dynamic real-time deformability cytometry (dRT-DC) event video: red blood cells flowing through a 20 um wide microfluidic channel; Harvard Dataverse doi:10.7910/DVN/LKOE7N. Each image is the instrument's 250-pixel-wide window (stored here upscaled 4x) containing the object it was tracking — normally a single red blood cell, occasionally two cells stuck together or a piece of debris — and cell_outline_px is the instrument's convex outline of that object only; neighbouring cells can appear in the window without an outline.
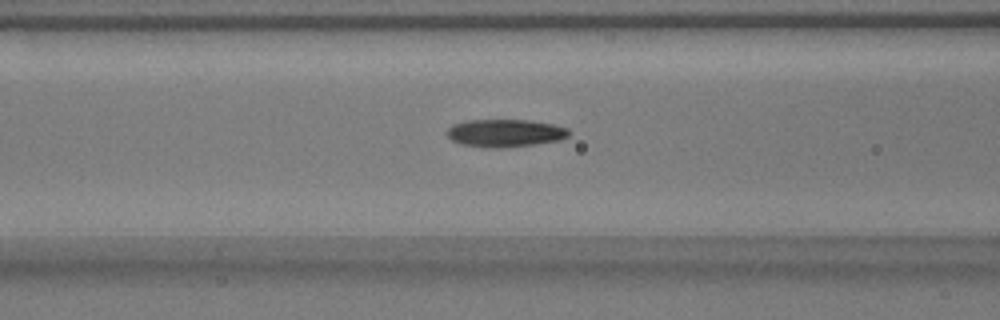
{"species": "common noctule bat (a hibernating species)", "species_latin": "Nyctalus noctula", "temperature_condition": "warm", "stored_images_in_passage": 37, "camera_frame_rate_fps": 3000, "um_per_image_px": 0.085, "animal": {"sex": "male", "body_mass_g": 17.9}, "frame": {"image": 1, "passage_image": 7, "time_ms": 2.0, "image_size_px": [1000, 320], "cell_outline_px": [[572, 132], [568, 136], [560, 140], [536, 144], [504, 148], [484, 148], [460, 144], [452, 140], [444, 132], [452, 124], [468, 120], [528, 120], [552, 124], [568, 128]], "centroid_in_image_um": [42.92, 11.32], "position_along_channel_um": 123.7, "area_um2": 20.0}}
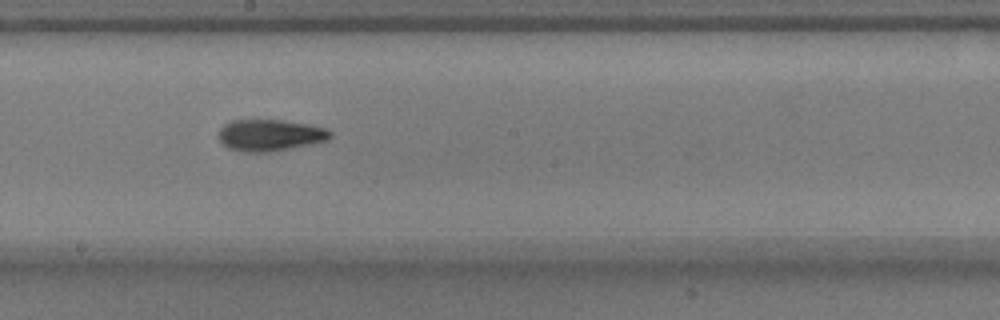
{"frame": {"image": 2, "passage_image": 15, "time_ms": 4.667, "image_size_px": [1000, 320], "cell_outline_px": [[332, 136], [328, 140], [276, 152], [240, 152], [228, 148], [220, 140], [220, 128], [224, 124], [232, 120], [284, 120], [308, 124], [324, 128], [332, 132]], "centroid_in_image_um": [22.97, 11.5], "position_along_channel_um": 225.2, "area_um2": 20.69}}
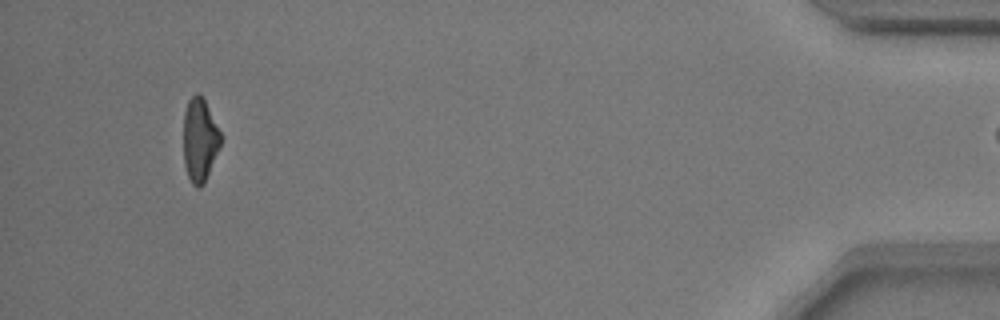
{"frame": {"image": 3, "passage_image": 36, "time_ms": 11.667, "image_size_px": [1000, 320], "cell_outline_px": [[220, 144], [204, 184], [200, 188], [196, 188], [192, 184], [188, 176], [184, 164], [184, 112], [188, 100], [196, 92], [200, 92], [220, 132]], "centroid_in_image_um": [16.95, 11.9], "position_along_channel_um": 418.2, "area_um2": 17.8}}